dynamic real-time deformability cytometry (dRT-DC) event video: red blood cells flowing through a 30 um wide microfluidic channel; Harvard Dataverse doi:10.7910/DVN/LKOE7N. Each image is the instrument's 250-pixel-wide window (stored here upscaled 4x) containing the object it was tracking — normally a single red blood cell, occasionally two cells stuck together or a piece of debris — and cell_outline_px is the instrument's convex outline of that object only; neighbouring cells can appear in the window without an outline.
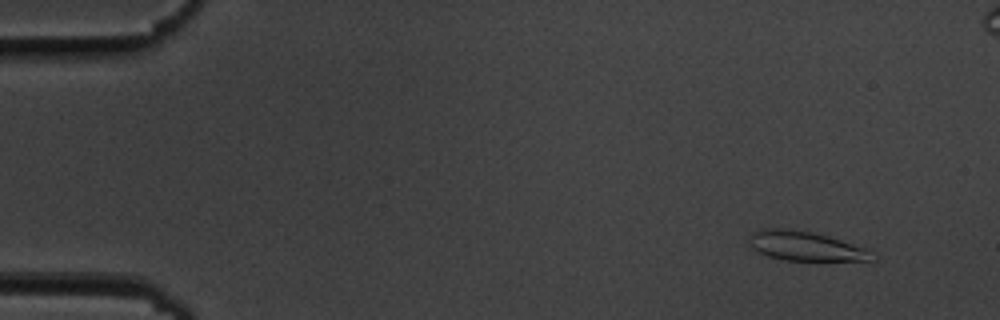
{"species": "common noctule bat (a hibernating species)", "species_latin": "Nyctalus noctula", "temperature_condition": "cold", "stored_images_in_passage": 57, "segment_of_instrument_passage": [1, 2], "camera_frame_rate_fps": 3000, "um_per_image_px": 0.085, "animal": {"sex": "male", "body_mass_g": 19.5, "forearm_length_mm": 54.6}, "frame": {"image": 1, "passage_image": 5, "time_ms": 1.333, "image_size_px": [1000, 320], "cell_outline_px": [[880, 256], [876, 260], [784, 260], [768, 256], [752, 248], [748, 240], [756, 232], [764, 228], [780, 228], [812, 232], [828, 236], [864, 248]], "centroid_in_image_um": [68.51, 20.93], "position_along_channel_um": 16.5, "area_um2": 20.69}}
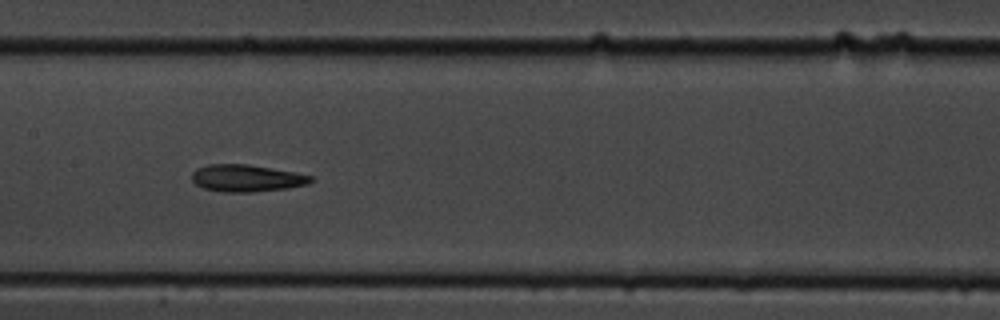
{"frame": {"image": 2, "passage_image": 28, "time_ms": 9.0, "image_size_px": [1000, 320], "cell_outline_px": [[312, 180], [308, 184], [288, 188], [252, 192], [220, 192], [204, 188], [196, 184], [192, 180], [192, 172], [196, 168], [208, 164], [248, 164], [272, 168], [312, 176]], "centroid_in_image_um": [20.92, 15.14], "position_along_channel_um": 186.5, "area_um2": 18.73}}
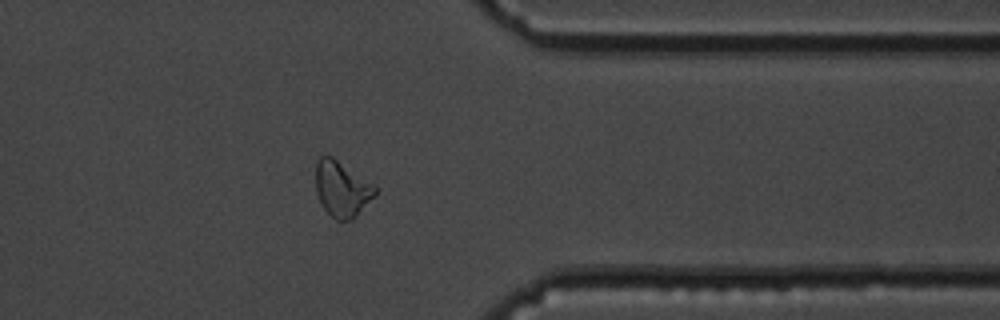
{"frame": {"image": 3, "passage_image": 45, "time_ms": 14.667, "image_size_px": [1000, 320], "cell_outline_px": [[376, 196], [352, 220], [336, 220], [324, 208], [316, 192], [316, 160], [320, 156], [332, 156], [372, 184], [376, 188]], "centroid_in_image_um": [29.05, 16.06], "position_along_channel_um": 382.3, "area_um2": 19.02}}